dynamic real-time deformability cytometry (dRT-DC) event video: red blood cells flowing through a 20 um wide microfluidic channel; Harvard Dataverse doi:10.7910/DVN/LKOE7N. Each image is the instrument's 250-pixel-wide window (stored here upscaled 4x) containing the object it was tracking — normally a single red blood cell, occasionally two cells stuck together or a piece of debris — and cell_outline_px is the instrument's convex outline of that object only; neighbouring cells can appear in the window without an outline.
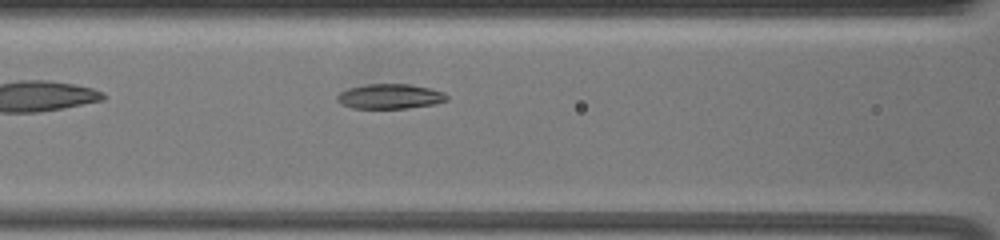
{"species": "common noctule bat (a hibernating species)", "species_latin": "Nyctalus noctula", "temperature_condition": "warm", "stored_images_in_passage": 39, "camera_frame_rate_fps": 3000, "um_per_image_px": 0.085, "animal": {"sex": "female", "body_mass_g": 19.5, "forearm_length_mm": 54.1}, "frame": {"image": 1, "passage_image": 6, "time_ms": 1.667, "image_size_px": [1000, 240], "cell_outline_px": [[448, 100], [436, 104], [408, 108], [352, 108], [340, 104], [336, 100], [336, 96], [340, 92], [348, 88], [364, 84], [408, 84], [428, 88], [444, 92], [448, 96]], "centroid_in_image_um": [33.13, 8.19], "position_along_channel_um": 133.5, "area_um2": 16.01}}
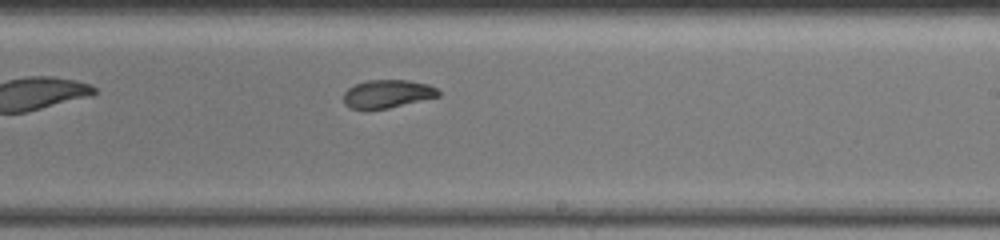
{"frame": {"image": 2, "passage_image": 17, "time_ms": 5.333, "image_size_px": [1000, 240], "cell_outline_px": [[440, 96], [388, 108], [348, 108], [344, 104], [344, 92], [348, 88], [356, 84], [368, 80], [408, 80], [428, 84], [436, 88], [440, 92]], "centroid_in_image_um": [32.94, 7.96], "position_along_channel_um": 256.1, "area_um2": 15.37}}
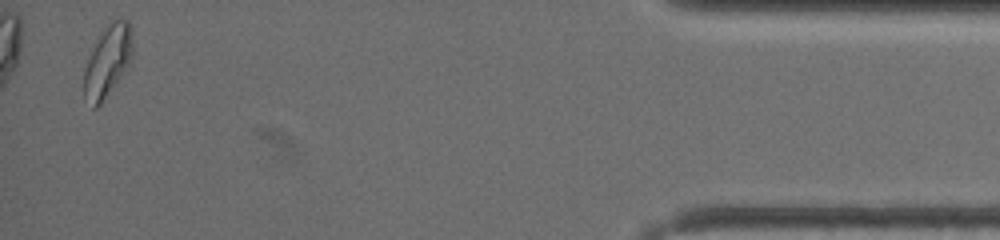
{"frame": {"image": 3, "passage_image": 38, "time_ms": 12.333, "image_size_px": [1000, 240], "cell_outline_px": [[132, 56], [128, 64], [120, 76], [100, 104], [96, 108], [92, 108], [84, 96], [84, 68], [104, 24], [120, 16], [128, 20], [132, 28]], "centroid_in_image_um": [9.15, 5.1], "position_along_channel_um": 426.0, "area_um2": 20.17}, "authors_computed_cell_mechanics": {"area_um2": 16.8198, "velocity_mm_per_s": 3.3501, "shape_relaxation_time_tau1_ms": 7.8224, "shape_relaxation_time_tau2_ms": 4.3608, "deformation_change_tau1": 0.194, "deformation_change_tau2": 0.081}}